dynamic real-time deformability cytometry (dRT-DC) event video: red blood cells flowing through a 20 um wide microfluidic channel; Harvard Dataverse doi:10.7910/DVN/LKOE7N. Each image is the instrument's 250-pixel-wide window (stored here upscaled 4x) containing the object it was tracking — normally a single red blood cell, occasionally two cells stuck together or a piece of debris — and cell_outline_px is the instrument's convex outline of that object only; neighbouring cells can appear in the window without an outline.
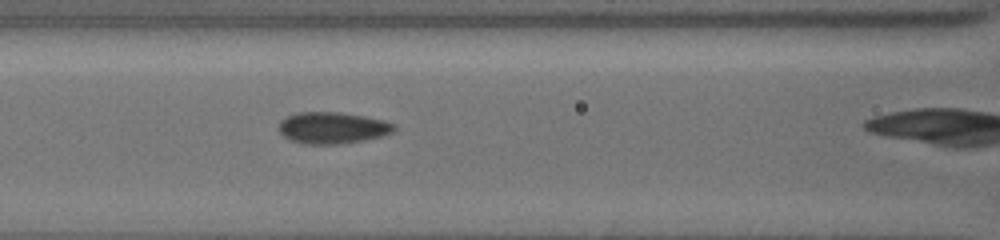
{"species": "common noctule bat (a hibernating species)", "species_latin": "Nyctalus noctula", "temperature_condition": "cold", "stored_images_in_passage": 8, "camera_frame_rate_fps": 3000, "um_per_image_px": 0.085, "animal": {"sex": "female", "body_mass_g": 19.5, "forearm_length_mm": 54.1}, "frame": {"image": 1, "passage_image": 5, "time_ms": 2.0, "image_size_px": [1000, 240], "cell_outline_px": [[396, 128], [392, 132], [380, 136], [364, 140], [340, 144], [304, 144], [292, 140], [284, 136], [280, 132], [280, 120], [296, 112], [340, 112], [364, 116], [384, 120], [396, 124]], "centroid_in_image_um": [28.27, 10.86], "position_along_channel_um": 138.3, "area_um2": 21.15}}
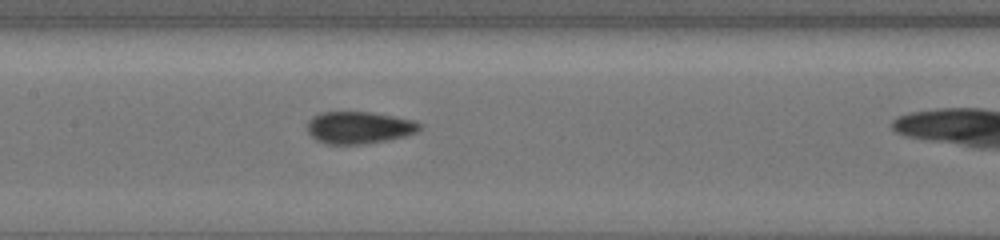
{"frame": {"image": 2, "passage_image": 7, "time_ms": 3.0, "image_size_px": [1000, 240], "cell_outline_px": [[424, 124], [416, 132], [404, 136], [388, 140], [364, 144], [328, 144], [316, 140], [308, 132], [308, 120], [312, 116], [320, 112], [372, 112], [396, 116], [416, 120]], "centroid_in_image_um": [30.55, 10.83], "position_along_channel_um": 176.9, "area_um2": 21.27}}